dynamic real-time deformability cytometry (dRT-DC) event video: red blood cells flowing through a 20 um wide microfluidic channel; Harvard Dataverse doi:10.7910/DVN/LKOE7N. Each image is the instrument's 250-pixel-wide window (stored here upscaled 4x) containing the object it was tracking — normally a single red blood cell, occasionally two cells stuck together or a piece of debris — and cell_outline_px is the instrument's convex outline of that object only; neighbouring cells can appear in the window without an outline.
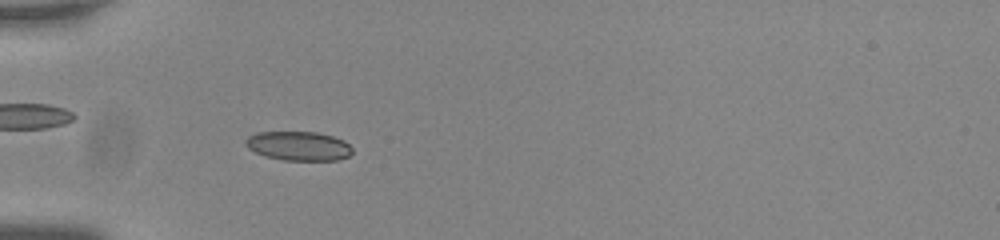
{"species": "common noctule bat (a hibernating species)", "species_latin": "Nyctalus noctula", "temperature_condition": "room temperature", "stored_images_in_passage": 47, "camera_frame_rate_fps": 3000, "um_per_image_px": 0.085, "animal": {"sex": "male", "body_mass_g": 20.0, "forearm_length_mm": 53.3}, "frame": {"image": 1, "passage_image": 10, "time_ms": 3.0, "image_size_px": [1000, 240], "cell_outline_px": [[352, 152], [348, 156], [336, 160], [284, 160], [264, 156], [248, 148], [244, 144], [244, 140], [248, 136], [256, 132], [316, 132], [332, 136], [344, 140], [352, 148]], "centroid_in_image_um": [25.35, 12.4], "position_along_channel_um": 59.7, "area_um2": 18.15}}
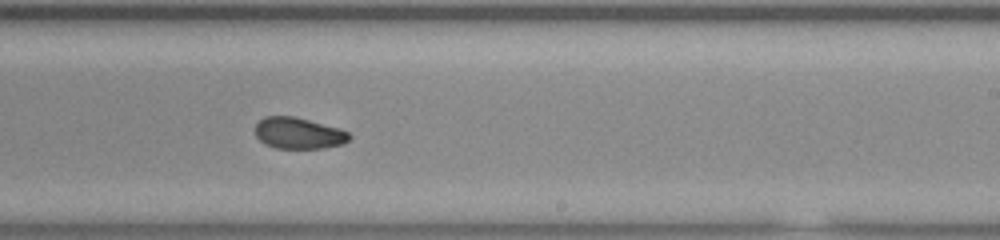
{"frame": {"image": 2, "passage_image": 27, "time_ms": 8.667, "image_size_px": [1000, 240], "cell_outline_px": [[352, 136], [344, 144], [324, 148], [276, 148], [264, 144], [256, 136], [256, 124], [264, 116], [292, 116], [340, 128], [348, 132]], "centroid_in_image_um": [25.39, 11.33], "position_along_channel_um": 263.6, "area_um2": 17.17}}
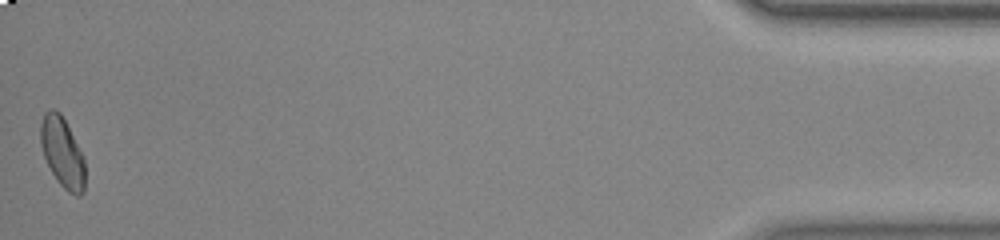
{"frame": {"image": 3, "passage_image": 47, "time_ms": 15.333, "image_size_px": [1000, 240], "cell_outline_px": [[84, 192], [80, 196], [76, 196], [68, 192], [56, 180], [44, 156], [40, 144], [40, 124], [44, 112], [52, 108], [60, 112], [84, 160]], "centroid_in_image_um": [5.27, 12.97], "position_along_channel_um": 429.9, "area_um2": 17.8}, "authors_computed_cell_mechanics": {"area_um2": 17.7446, "velocity_mm_per_s": 3.7453, "shape_relaxation_time_tau1_ms": 4.3823, "shape_relaxation_time_tau2_ms": 1.9529, "deformation_change_tau1": 0.1275, "deformation_change_tau2": 0.0574}}